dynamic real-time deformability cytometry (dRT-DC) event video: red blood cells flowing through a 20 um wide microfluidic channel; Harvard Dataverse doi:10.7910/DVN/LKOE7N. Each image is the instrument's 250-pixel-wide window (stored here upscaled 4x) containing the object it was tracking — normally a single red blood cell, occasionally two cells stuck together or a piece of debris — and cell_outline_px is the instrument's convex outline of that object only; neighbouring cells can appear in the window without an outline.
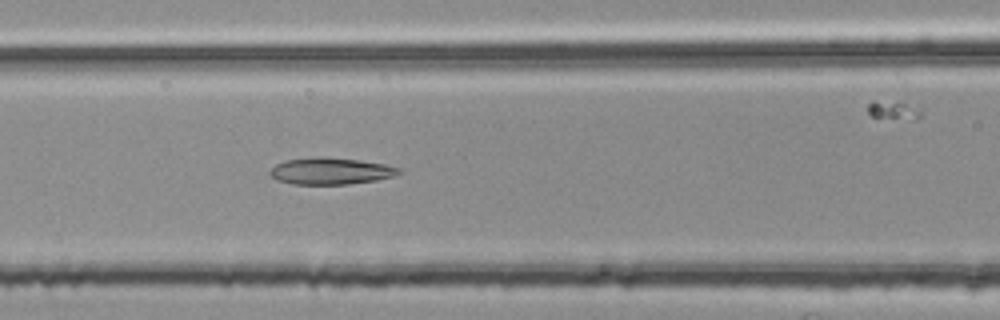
{"species": "common noctule bat (a hibernating species)", "species_latin": "Nyctalus noctula", "temperature_condition": "room temperature", "stored_images_in_passage": 42, "camera_frame_rate_fps": 3000, "um_per_image_px": 0.085, "animal": {"sex": "female", "body_mass_g": 25.1}, "frame": {"image": 1, "passage_image": 11, "time_ms": 3.333, "image_size_px": [1000, 320], "cell_outline_px": [[400, 172], [396, 176], [376, 180], [348, 184], [292, 184], [276, 180], [268, 172], [276, 164], [284, 160], [316, 156], [324, 156], [360, 160], [384, 164], [400, 168]], "centroid_in_image_um": [28.09, 14.53], "position_along_channel_um": 138.5, "area_um2": 20.23}}
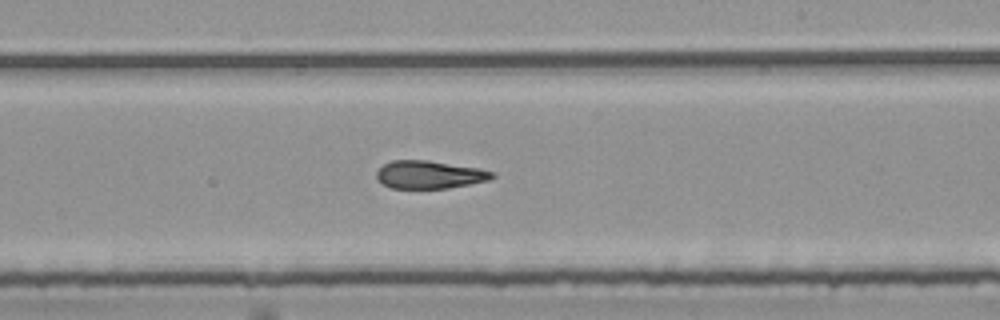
{"frame": {"image": 2, "passage_image": 20, "time_ms": 6.333, "image_size_px": [1000, 320], "cell_outline_px": [[496, 176], [488, 180], [448, 188], [392, 188], [384, 184], [376, 176], [376, 172], [384, 164], [392, 160], [428, 160], [476, 168], [492, 172]], "centroid_in_image_um": [36.48, 14.84], "position_along_channel_um": 252.5, "area_um2": 18.44}}
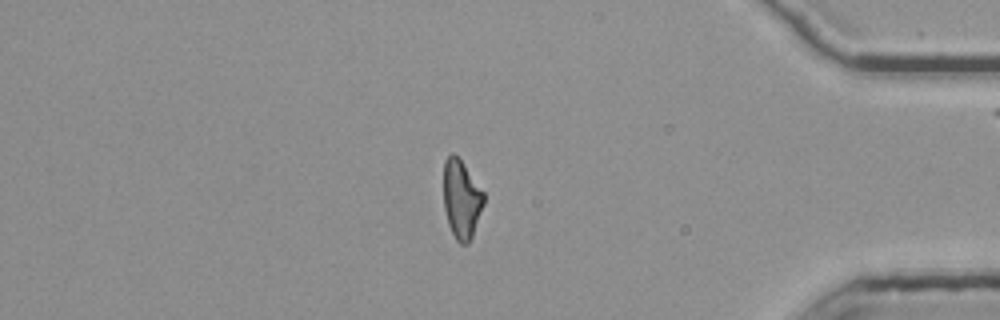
{"frame": {"image": 3, "passage_image": 34, "time_ms": 11.0, "image_size_px": [1000, 320], "cell_outline_px": [[484, 204], [472, 236], [468, 244], [460, 244], [456, 240], [448, 224], [444, 208], [444, 160], [452, 152], [460, 160], [484, 192]], "centroid_in_image_um": [39.22, 16.96], "position_along_channel_um": 396.0, "area_um2": 18.21}, "authors_computed_cell_mechanics": {"area_um2": 19.1896, "velocity_mm_per_s": 3.8116, "shape_relaxation_time_tau1_ms": null, "shape_relaxation_time_tau2_ms": 4.8137, "deformation_change_tau1": null, "deformation_change_tau2": 0.1448}}